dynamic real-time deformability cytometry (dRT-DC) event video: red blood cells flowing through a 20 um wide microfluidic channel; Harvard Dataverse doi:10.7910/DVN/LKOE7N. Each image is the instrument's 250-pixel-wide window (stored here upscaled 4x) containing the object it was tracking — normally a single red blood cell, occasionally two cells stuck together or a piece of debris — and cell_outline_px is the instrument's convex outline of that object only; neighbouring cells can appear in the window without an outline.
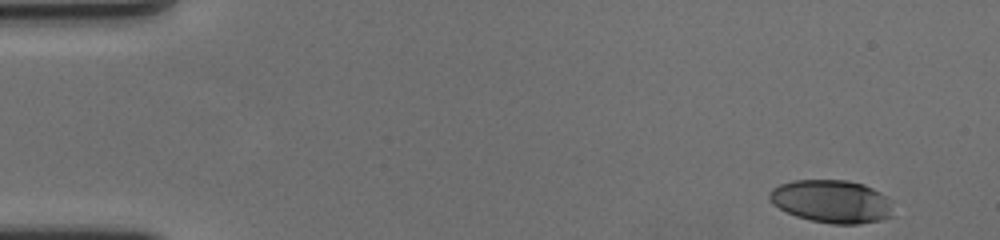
{"species": "human", "species_latin": "Homo sapiens", "temperature_condition": "cold", "stored_images_in_passage": 55, "camera_frame_rate_fps": 3000, "um_per_image_px": 0.085, "donor": {"sex": "female"}, "frame": {"image": 1, "passage_image": 1, "time_ms": 0.0, "image_size_px": [1000, 240], "cell_outline_px": [[892, 216], [880, 220], [860, 224], [832, 224], [812, 220], [796, 216], [772, 204], [768, 200], [768, 192], [772, 188], [780, 184], [792, 180], [848, 180], [864, 184], [880, 192], [892, 200]], "centroid_in_image_um": [70.69, 17.11], "position_along_channel_um": 14.3, "area_um2": 31.21}}
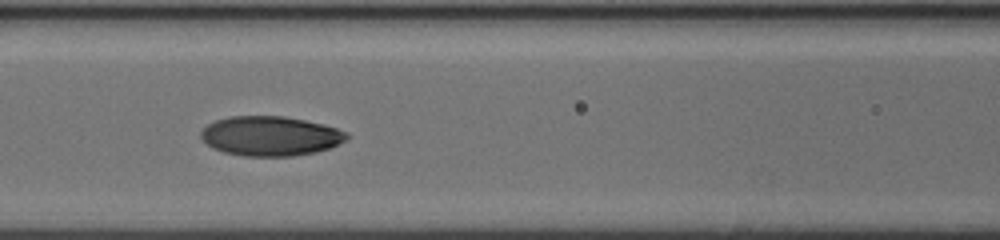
{"frame": {"image": 2, "passage_image": 23, "time_ms": 7.333, "image_size_px": [1000, 240], "cell_outline_px": [[348, 136], [344, 140], [328, 148], [316, 152], [292, 156], [244, 156], [224, 152], [212, 148], [200, 136], [200, 132], [208, 124], [216, 120], [228, 116], [284, 116], [324, 124], [348, 132]], "centroid_in_image_um": [22.96, 11.55], "position_along_channel_um": 143.6, "area_um2": 33.52}}
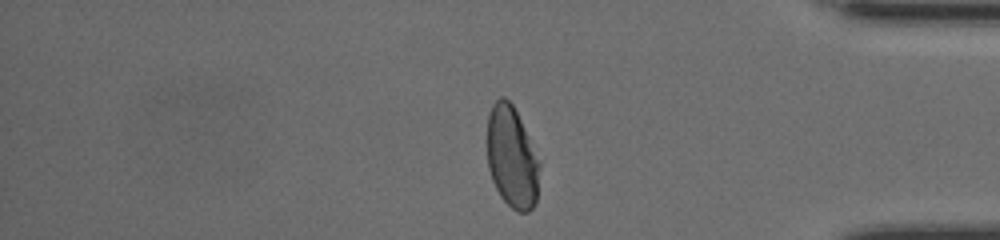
{"frame": {"image": 3, "passage_image": 46, "time_ms": 15.0, "image_size_px": [1000, 240], "cell_outline_px": [[540, 164], [536, 200], [532, 208], [528, 212], [516, 212], [500, 196], [492, 180], [488, 168], [488, 116], [492, 104], [500, 96], [504, 96], [512, 104], [540, 160]], "centroid_in_image_um": [43.51, 13.38], "position_along_channel_um": 391.7, "area_um2": 30.87}, "authors_computed_cell_mechanics": {"area_um2": 33.0616, "velocity_mm_per_s": 3.5422, "shape_relaxation_time_tau1_ms": 6.3791, "shape_relaxation_time_tau2_ms": 1.754, "deformation_change_tau1": 0.2098, "deformation_change_tau2": 0.0413}}